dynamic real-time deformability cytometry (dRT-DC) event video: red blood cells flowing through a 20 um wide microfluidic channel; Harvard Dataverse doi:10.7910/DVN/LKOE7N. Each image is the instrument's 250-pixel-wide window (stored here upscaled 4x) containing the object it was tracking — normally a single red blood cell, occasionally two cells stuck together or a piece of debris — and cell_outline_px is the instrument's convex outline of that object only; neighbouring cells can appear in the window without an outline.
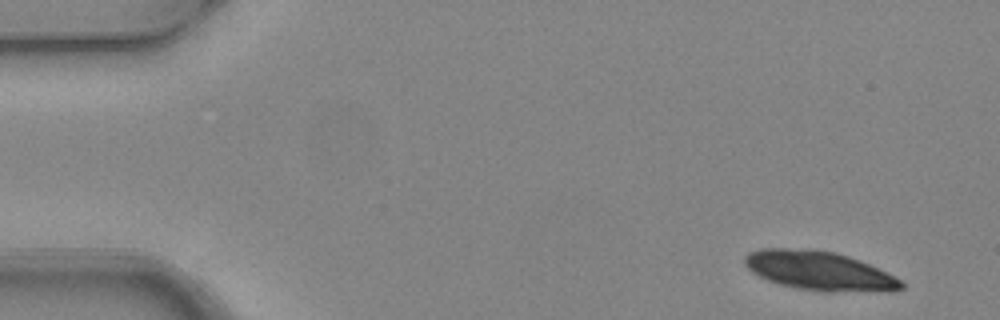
{"species": "common noctule bat (a hibernating species)", "species_latin": "Nyctalus noctula", "temperature_condition": "warm", "stored_images_in_passage": 3, "camera_frame_rate_fps": 3000, "um_per_image_px": 0.085, "animal": {"sex": "female", "body_mass_g": 24.6, "forearm_length_mm": 56.2}, "frame": {"image": 1, "passage_image": 1, "time_ms": 0.0, "image_size_px": [1000, 320], "cell_outline_px": [[904, 288], [892, 292], [820, 292], [796, 288], [780, 284], [768, 280], [752, 272], [744, 264], [744, 256], [748, 252], [760, 248], [812, 248], [836, 252], [860, 260], [900, 280], [904, 284]], "centroid_in_image_um": [69.63, 23.02], "position_along_channel_um": 15.4, "area_um2": 36.13}}